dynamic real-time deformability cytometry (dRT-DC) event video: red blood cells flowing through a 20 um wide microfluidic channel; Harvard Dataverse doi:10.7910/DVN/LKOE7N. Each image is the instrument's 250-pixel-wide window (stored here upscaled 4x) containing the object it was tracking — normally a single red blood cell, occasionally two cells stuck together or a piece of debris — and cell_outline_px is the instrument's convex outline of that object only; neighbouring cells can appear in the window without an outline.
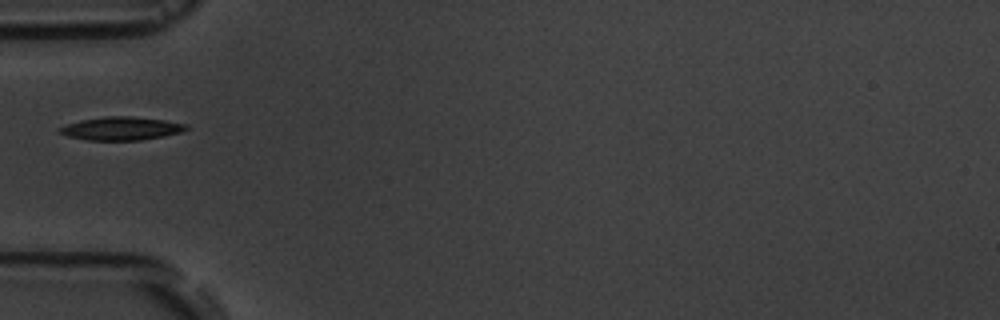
{"species": "common noctule bat (a hibernating species)", "species_latin": "Nyctalus noctula", "temperature_condition": "room temperature", "stored_images_in_passage": 1, "camera_frame_rate_fps": 3000, "um_per_image_px": 0.085, "animal": {"sex": "male", "body_mass_g": 19.5, "forearm_length_mm": 54.6}, "frame": {"image": 1, "passage_image": 1, "time_ms": 0.0, "image_size_px": [1000, 320], "cell_outline_px": [[188, 128], [180, 132], [164, 136], [140, 140], [88, 140], [68, 136], [60, 132], [56, 128], [80, 120], [108, 116], [132, 116], [164, 120], [188, 124]], "centroid_in_image_um": [10.31, 10.92], "position_along_channel_um": 74.7, "area_um2": 17.05}}